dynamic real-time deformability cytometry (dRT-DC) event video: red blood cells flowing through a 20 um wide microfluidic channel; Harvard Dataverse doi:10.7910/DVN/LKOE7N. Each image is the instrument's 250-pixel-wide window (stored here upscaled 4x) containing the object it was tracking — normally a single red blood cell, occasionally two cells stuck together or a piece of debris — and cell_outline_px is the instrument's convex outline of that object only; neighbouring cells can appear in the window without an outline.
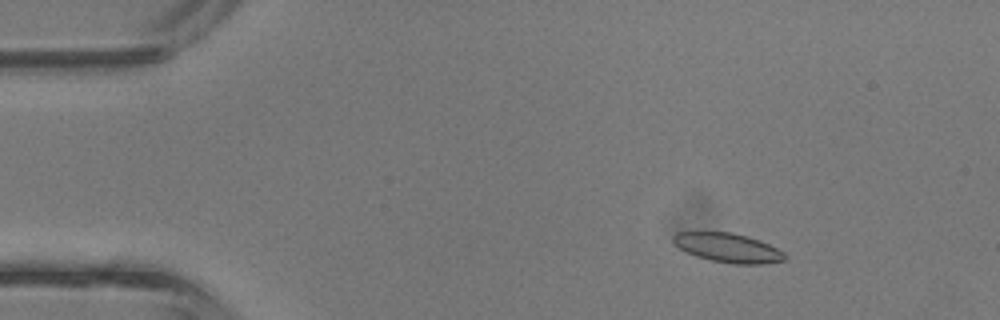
{"species": "common noctule bat (a hibernating species)", "species_latin": "Nyctalus noctula", "temperature_condition": "room temperature", "stored_images_in_passage": 42, "camera_frame_rate_fps": 3000, "um_per_image_px": 0.085, "animal": {"sex": "male", "body_mass_g": 13.3}, "frame": {"image": 1, "passage_image": 6, "time_ms": 1.667, "image_size_px": [1000, 320], "cell_outline_px": [[788, 256], [784, 260], [760, 264], [732, 264], [712, 260], [696, 256], [680, 248], [672, 240], [672, 236], [676, 232], [732, 232], [748, 236], [760, 240], [784, 252]], "centroid_in_image_um": [61.89, 21.05], "position_along_channel_um": 23.1, "area_um2": 18.9}}
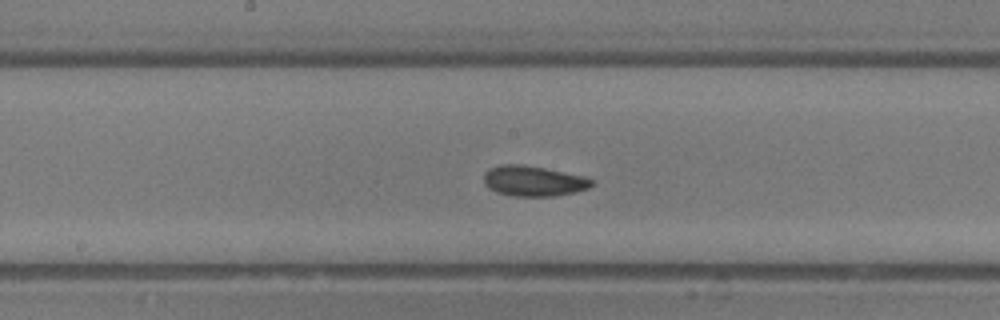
{"frame": {"image": 2, "passage_image": 22, "time_ms": 7.0, "image_size_px": [1000, 320], "cell_outline_px": [[592, 184], [588, 188], [576, 192], [556, 196], [516, 196], [496, 192], [488, 188], [484, 184], [484, 172], [488, 168], [500, 164], [520, 164], [544, 168], [584, 176], [592, 180]], "centroid_in_image_um": [45.3, 15.38], "position_along_channel_um": 202.9, "area_um2": 19.13}}
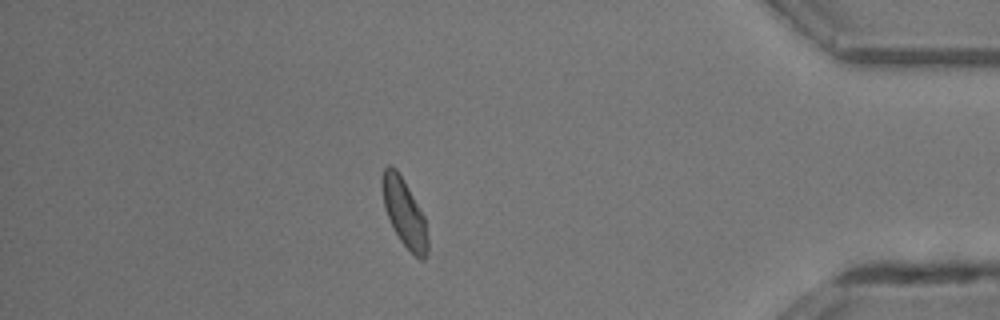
{"frame": {"image": 3, "passage_image": 37, "time_ms": 12.0, "image_size_px": [1000, 320], "cell_outline_px": [[428, 252], [424, 260], [420, 260], [400, 240], [384, 208], [380, 184], [380, 180], [384, 168], [388, 164], [392, 164], [396, 168], [408, 188], [424, 216], [428, 240]], "centroid_in_image_um": [34.34, 18.04], "position_along_channel_um": 400.9, "area_um2": 17.86}, "authors_computed_cell_mechanics": {"area_um2": 18.5827, "velocity_mm_per_s": 4.827, "shape_relaxation_time_tau1_ms": 2.0459, "shape_relaxation_time_tau2_ms": 2.3718, "deformation_change_tau1": 0.0923, "deformation_change_tau2": 0.0825}}